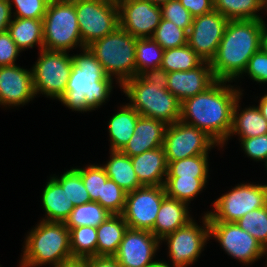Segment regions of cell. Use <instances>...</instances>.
<instances>
[{
    "instance_id": "6da1fadb",
    "label": "cell",
    "mask_w": 267,
    "mask_h": 267,
    "mask_svg": "<svg viewBox=\"0 0 267 267\" xmlns=\"http://www.w3.org/2000/svg\"><path fill=\"white\" fill-rule=\"evenodd\" d=\"M227 82L217 80L206 91L181 102L180 121L204 131L220 147L228 140L234 103L242 96Z\"/></svg>"
},
{
    "instance_id": "7a4b0ae2",
    "label": "cell",
    "mask_w": 267,
    "mask_h": 267,
    "mask_svg": "<svg viewBox=\"0 0 267 267\" xmlns=\"http://www.w3.org/2000/svg\"><path fill=\"white\" fill-rule=\"evenodd\" d=\"M83 53L72 55V69L65 94L59 99L68 108L87 112L104 103L112 91V77L104 71L89 47Z\"/></svg>"
},
{
    "instance_id": "3957f363",
    "label": "cell",
    "mask_w": 267,
    "mask_h": 267,
    "mask_svg": "<svg viewBox=\"0 0 267 267\" xmlns=\"http://www.w3.org/2000/svg\"><path fill=\"white\" fill-rule=\"evenodd\" d=\"M260 38L261 20H229L210 62L216 80L232 82L241 76L249 59L260 50Z\"/></svg>"
},
{
    "instance_id": "277c9868",
    "label": "cell",
    "mask_w": 267,
    "mask_h": 267,
    "mask_svg": "<svg viewBox=\"0 0 267 267\" xmlns=\"http://www.w3.org/2000/svg\"><path fill=\"white\" fill-rule=\"evenodd\" d=\"M23 246L21 267L57 266L73 258L70 249V230L63 222H41L29 232Z\"/></svg>"
},
{
    "instance_id": "5b68a950",
    "label": "cell",
    "mask_w": 267,
    "mask_h": 267,
    "mask_svg": "<svg viewBox=\"0 0 267 267\" xmlns=\"http://www.w3.org/2000/svg\"><path fill=\"white\" fill-rule=\"evenodd\" d=\"M137 38L118 27L113 33L96 40L89 49L109 77L117 78L119 85L136 76Z\"/></svg>"
},
{
    "instance_id": "8992f818",
    "label": "cell",
    "mask_w": 267,
    "mask_h": 267,
    "mask_svg": "<svg viewBox=\"0 0 267 267\" xmlns=\"http://www.w3.org/2000/svg\"><path fill=\"white\" fill-rule=\"evenodd\" d=\"M120 87L141 116L164 121L167 125L180 120L181 102L169 90L146 83L138 75Z\"/></svg>"
},
{
    "instance_id": "52a82bcc",
    "label": "cell",
    "mask_w": 267,
    "mask_h": 267,
    "mask_svg": "<svg viewBox=\"0 0 267 267\" xmlns=\"http://www.w3.org/2000/svg\"><path fill=\"white\" fill-rule=\"evenodd\" d=\"M44 49L66 51L79 45L84 48L75 5L71 0H56L43 17Z\"/></svg>"
},
{
    "instance_id": "ba28073f",
    "label": "cell",
    "mask_w": 267,
    "mask_h": 267,
    "mask_svg": "<svg viewBox=\"0 0 267 267\" xmlns=\"http://www.w3.org/2000/svg\"><path fill=\"white\" fill-rule=\"evenodd\" d=\"M75 5L78 26L84 47L119 27L116 0H71Z\"/></svg>"
},
{
    "instance_id": "9c48e42d",
    "label": "cell",
    "mask_w": 267,
    "mask_h": 267,
    "mask_svg": "<svg viewBox=\"0 0 267 267\" xmlns=\"http://www.w3.org/2000/svg\"><path fill=\"white\" fill-rule=\"evenodd\" d=\"M72 56L66 51L40 50L39 59L32 67L35 94L60 99L67 87L72 69Z\"/></svg>"
},
{
    "instance_id": "30bf717a",
    "label": "cell",
    "mask_w": 267,
    "mask_h": 267,
    "mask_svg": "<svg viewBox=\"0 0 267 267\" xmlns=\"http://www.w3.org/2000/svg\"><path fill=\"white\" fill-rule=\"evenodd\" d=\"M267 205V185L240 184L218 198L208 221L236 222L246 213Z\"/></svg>"
},
{
    "instance_id": "8fae6325",
    "label": "cell",
    "mask_w": 267,
    "mask_h": 267,
    "mask_svg": "<svg viewBox=\"0 0 267 267\" xmlns=\"http://www.w3.org/2000/svg\"><path fill=\"white\" fill-rule=\"evenodd\" d=\"M215 145L219 144L207 133L180 120L166 127L163 147L167 162L208 154Z\"/></svg>"
},
{
    "instance_id": "7c38bea8",
    "label": "cell",
    "mask_w": 267,
    "mask_h": 267,
    "mask_svg": "<svg viewBox=\"0 0 267 267\" xmlns=\"http://www.w3.org/2000/svg\"><path fill=\"white\" fill-rule=\"evenodd\" d=\"M203 226L189 221L185 226L164 236L160 241H168V253L173 267H187L197 261L205 243L209 239V221L205 213Z\"/></svg>"
},
{
    "instance_id": "4fadbf2b",
    "label": "cell",
    "mask_w": 267,
    "mask_h": 267,
    "mask_svg": "<svg viewBox=\"0 0 267 267\" xmlns=\"http://www.w3.org/2000/svg\"><path fill=\"white\" fill-rule=\"evenodd\" d=\"M166 196L164 186L144 185L128 192L121 214L128 228L151 231Z\"/></svg>"
},
{
    "instance_id": "5bb4252c",
    "label": "cell",
    "mask_w": 267,
    "mask_h": 267,
    "mask_svg": "<svg viewBox=\"0 0 267 267\" xmlns=\"http://www.w3.org/2000/svg\"><path fill=\"white\" fill-rule=\"evenodd\" d=\"M209 237H214L229 256L245 264L266 255L261 243L236 222L209 221Z\"/></svg>"
},
{
    "instance_id": "9a60e30c",
    "label": "cell",
    "mask_w": 267,
    "mask_h": 267,
    "mask_svg": "<svg viewBox=\"0 0 267 267\" xmlns=\"http://www.w3.org/2000/svg\"><path fill=\"white\" fill-rule=\"evenodd\" d=\"M228 21L215 10L194 17L188 31L187 44L200 58L211 62L217 53Z\"/></svg>"
},
{
    "instance_id": "2e32d148",
    "label": "cell",
    "mask_w": 267,
    "mask_h": 267,
    "mask_svg": "<svg viewBox=\"0 0 267 267\" xmlns=\"http://www.w3.org/2000/svg\"><path fill=\"white\" fill-rule=\"evenodd\" d=\"M119 27L136 38H148L160 24L161 8L145 0H116Z\"/></svg>"
},
{
    "instance_id": "e0dca14e",
    "label": "cell",
    "mask_w": 267,
    "mask_h": 267,
    "mask_svg": "<svg viewBox=\"0 0 267 267\" xmlns=\"http://www.w3.org/2000/svg\"><path fill=\"white\" fill-rule=\"evenodd\" d=\"M159 243L151 231L128 228L114 257L120 267H153Z\"/></svg>"
},
{
    "instance_id": "ac0fdd59",
    "label": "cell",
    "mask_w": 267,
    "mask_h": 267,
    "mask_svg": "<svg viewBox=\"0 0 267 267\" xmlns=\"http://www.w3.org/2000/svg\"><path fill=\"white\" fill-rule=\"evenodd\" d=\"M36 97L32 70L16 65L0 67V104L24 105Z\"/></svg>"
},
{
    "instance_id": "d6986e66",
    "label": "cell",
    "mask_w": 267,
    "mask_h": 267,
    "mask_svg": "<svg viewBox=\"0 0 267 267\" xmlns=\"http://www.w3.org/2000/svg\"><path fill=\"white\" fill-rule=\"evenodd\" d=\"M216 81L210 62L204 61L193 70L169 72L167 90L182 102L206 91Z\"/></svg>"
},
{
    "instance_id": "ffe728a7",
    "label": "cell",
    "mask_w": 267,
    "mask_h": 267,
    "mask_svg": "<svg viewBox=\"0 0 267 267\" xmlns=\"http://www.w3.org/2000/svg\"><path fill=\"white\" fill-rule=\"evenodd\" d=\"M166 127L164 121L140 115L134 134L121 152L133 157L163 146Z\"/></svg>"
},
{
    "instance_id": "44dd1931",
    "label": "cell",
    "mask_w": 267,
    "mask_h": 267,
    "mask_svg": "<svg viewBox=\"0 0 267 267\" xmlns=\"http://www.w3.org/2000/svg\"><path fill=\"white\" fill-rule=\"evenodd\" d=\"M131 162L143 186H164L168 163L163 146L133 156Z\"/></svg>"
},
{
    "instance_id": "7402d4cb",
    "label": "cell",
    "mask_w": 267,
    "mask_h": 267,
    "mask_svg": "<svg viewBox=\"0 0 267 267\" xmlns=\"http://www.w3.org/2000/svg\"><path fill=\"white\" fill-rule=\"evenodd\" d=\"M188 210L187 203L166 196L161 203L151 232L161 240L164 236L180 229L192 220Z\"/></svg>"
},
{
    "instance_id": "603a6c76",
    "label": "cell",
    "mask_w": 267,
    "mask_h": 267,
    "mask_svg": "<svg viewBox=\"0 0 267 267\" xmlns=\"http://www.w3.org/2000/svg\"><path fill=\"white\" fill-rule=\"evenodd\" d=\"M42 193V204L47 214L46 219L42 220L65 223L75 207L67 196L66 187H62L51 177Z\"/></svg>"
},
{
    "instance_id": "cb8c5ba5",
    "label": "cell",
    "mask_w": 267,
    "mask_h": 267,
    "mask_svg": "<svg viewBox=\"0 0 267 267\" xmlns=\"http://www.w3.org/2000/svg\"><path fill=\"white\" fill-rule=\"evenodd\" d=\"M239 99L235 101L232 112V126L228 138L235 133L240 138H251L267 134V120L263 117L258 107L245 108L238 114Z\"/></svg>"
},
{
    "instance_id": "d4e9b609",
    "label": "cell",
    "mask_w": 267,
    "mask_h": 267,
    "mask_svg": "<svg viewBox=\"0 0 267 267\" xmlns=\"http://www.w3.org/2000/svg\"><path fill=\"white\" fill-rule=\"evenodd\" d=\"M140 114L129 104H125L108 122L111 151H121L135 131Z\"/></svg>"
},
{
    "instance_id": "484cf974",
    "label": "cell",
    "mask_w": 267,
    "mask_h": 267,
    "mask_svg": "<svg viewBox=\"0 0 267 267\" xmlns=\"http://www.w3.org/2000/svg\"><path fill=\"white\" fill-rule=\"evenodd\" d=\"M128 225L121 214H112L97 227V256H114Z\"/></svg>"
},
{
    "instance_id": "4316f807",
    "label": "cell",
    "mask_w": 267,
    "mask_h": 267,
    "mask_svg": "<svg viewBox=\"0 0 267 267\" xmlns=\"http://www.w3.org/2000/svg\"><path fill=\"white\" fill-rule=\"evenodd\" d=\"M110 154V160L102 166L108 178L127 193L142 187L133 169L131 157L121 151H111Z\"/></svg>"
},
{
    "instance_id": "83f0119b",
    "label": "cell",
    "mask_w": 267,
    "mask_h": 267,
    "mask_svg": "<svg viewBox=\"0 0 267 267\" xmlns=\"http://www.w3.org/2000/svg\"><path fill=\"white\" fill-rule=\"evenodd\" d=\"M11 38L22 51L39 45L44 49L43 42V19L16 18L8 26Z\"/></svg>"
},
{
    "instance_id": "f1b7e54d",
    "label": "cell",
    "mask_w": 267,
    "mask_h": 267,
    "mask_svg": "<svg viewBox=\"0 0 267 267\" xmlns=\"http://www.w3.org/2000/svg\"><path fill=\"white\" fill-rule=\"evenodd\" d=\"M265 8L266 0H214V10L228 20H263L257 12Z\"/></svg>"
},
{
    "instance_id": "f546056e",
    "label": "cell",
    "mask_w": 267,
    "mask_h": 267,
    "mask_svg": "<svg viewBox=\"0 0 267 267\" xmlns=\"http://www.w3.org/2000/svg\"><path fill=\"white\" fill-rule=\"evenodd\" d=\"M111 215L112 214L98 202L90 201L85 204L76 205L65 221V225L69 230L81 226H92L97 228Z\"/></svg>"
},
{
    "instance_id": "4dcf8cb0",
    "label": "cell",
    "mask_w": 267,
    "mask_h": 267,
    "mask_svg": "<svg viewBox=\"0 0 267 267\" xmlns=\"http://www.w3.org/2000/svg\"><path fill=\"white\" fill-rule=\"evenodd\" d=\"M204 60L188 45L164 50L161 66L168 73L189 71L200 66Z\"/></svg>"
},
{
    "instance_id": "1f68e13d",
    "label": "cell",
    "mask_w": 267,
    "mask_h": 267,
    "mask_svg": "<svg viewBox=\"0 0 267 267\" xmlns=\"http://www.w3.org/2000/svg\"><path fill=\"white\" fill-rule=\"evenodd\" d=\"M166 177L207 178L208 154L187 157L177 161L167 162Z\"/></svg>"
},
{
    "instance_id": "d6a6232c",
    "label": "cell",
    "mask_w": 267,
    "mask_h": 267,
    "mask_svg": "<svg viewBox=\"0 0 267 267\" xmlns=\"http://www.w3.org/2000/svg\"><path fill=\"white\" fill-rule=\"evenodd\" d=\"M206 182L207 178L166 177L164 188L167 197L189 204L204 189Z\"/></svg>"
},
{
    "instance_id": "836d02e7",
    "label": "cell",
    "mask_w": 267,
    "mask_h": 267,
    "mask_svg": "<svg viewBox=\"0 0 267 267\" xmlns=\"http://www.w3.org/2000/svg\"><path fill=\"white\" fill-rule=\"evenodd\" d=\"M70 249L73 258L97 256V228L92 226L71 228Z\"/></svg>"
},
{
    "instance_id": "e575fe53",
    "label": "cell",
    "mask_w": 267,
    "mask_h": 267,
    "mask_svg": "<svg viewBox=\"0 0 267 267\" xmlns=\"http://www.w3.org/2000/svg\"><path fill=\"white\" fill-rule=\"evenodd\" d=\"M164 49L152 38L136 40V76L142 71L161 66Z\"/></svg>"
},
{
    "instance_id": "d590c367",
    "label": "cell",
    "mask_w": 267,
    "mask_h": 267,
    "mask_svg": "<svg viewBox=\"0 0 267 267\" xmlns=\"http://www.w3.org/2000/svg\"><path fill=\"white\" fill-rule=\"evenodd\" d=\"M236 223L267 248V205L246 213Z\"/></svg>"
},
{
    "instance_id": "8d00e7d4",
    "label": "cell",
    "mask_w": 267,
    "mask_h": 267,
    "mask_svg": "<svg viewBox=\"0 0 267 267\" xmlns=\"http://www.w3.org/2000/svg\"><path fill=\"white\" fill-rule=\"evenodd\" d=\"M188 32L173 22L161 18L152 38L164 49H172L187 44Z\"/></svg>"
},
{
    "instance_id": "74e56055",
    "label": "cell",
    "mask_w": 267,
    "mask_h": 267,
    "mask_svg": "<svg viewBox=\"0 0 267 267\" xmlns=\"http://www.w3.org/2000/svg\"><path fill=\"white\" fill-rule=\"evenodd\" d=\"M53 178L62 186L66 187L67 196L72 201L73 205H81L90 202V197L80 173L72 168L64 172L59 178Z\"/></svg>"
},
{
    "instance_id": "f35d334b",
    "label": "cell",
    "mask_w": 267,
    "mask_h": 267,
    "mask_svg": "<svg viewBox=\"0 0 267 267\" xmlns=\"http://www.w3.org/2000/svg\"><path fill=\"white\" fill-rule=\"evenodd\" d=\"M81 175L82 181L88 191L91 201L98 202L102 197L103 184L108 176L100 165H89L87 168H75Z\"/></svg>"
},
{
    "instance_id": "ab89813d",
    "label": "cell",
    "mask_w": 267,
    "mask_h": 267,
    "mask_svg": "<svg viewBox=\"0 0 267 267\" xmlns=\"http://www.w3.org/2000/svg\"><path fill=\"white\" fill-rule=\"evenodd\" d=\"M126 195V191L108 178L103 184L102 197H99L98 203L111 214H122L125 207Z\"/></svg>"
},
{
    "instance_id": "60d3db41",
    "label": "cell",
    "mask_w": 267,
    "mask_h": 267,
    "mask_svg": "<svg viewBox=\"0 0 267 267\" xmlns=\"http://www.w3.org/2000/svg\"><path fill=\"white\" fill-rule=\"evenodd\" d=\"M162 18L173 22L181 29L187 32L193 23V16L185 9L179 0H170L169 2L160 6Z\"/></svg>"
},
{
    "instance_id": "b9f144b4",
    "label": "cell",
    "mask_w": 267,
    "mask_h": 267,
    "mask_svg": "<svg viewBox=\"0 0 267 267\" xmlns=\"http://www.w3.org/2000/svg\"><path fill=\"white\" fill-rule=\"evenodd\" d=\"M12 9V3L16 6L14 17L43 19L47 11V5L41 0H9Z\"/></svg>"
},
{
    "instance_id": "7bdbcfd3",
    "label": "cell",
    "mask_w": 267,
    "mask_h": 267,
    "mask_svg": "<svg viewBox=\"0 0 267 267\" xmlns=\"http://www.w3.org/2000/svg\"><path fill=\"white\" fill-rule=\"evenodd\" d=\"M246 155L256 161H267V134L251 138H240Z\"/></svg>"
},
{
    "instance_id": "ee69618b",
    "label": "cell",
    "mask_w": 267,
    "mask_h": 267,
    "mask_svg": "<svg viewBox=\"0 0 267 267\" xmlns=\"http://www.w3.org/2000/svg\"><path fill=\"white\" fill-rule=\"evenodd\" d=\"M243 73H248L249 77L258 82H267V53L261 49L253 54L249 59L247 67Z\"/></svg>"
},
{
    "instance_id": "f6af8a7d",
    "label": "cell",
    "mask_w": 267,
    "mask_h": 267,
    "mask_svg": "<svg viewBox=\"0 0 267 267\" xmlns=\"http://www.w3.org/2000/svg\"><path fill=\"white\" fill-rule=\"evenodd\" d=\"M20 52L8 31L0 33V67L15 65Z\"/></svg>"
},
{
    "instance_id": "bcb514c9",
    "label": "cell",
    "mask_w": 267,
    "mask_h": 267,
    "mask_svg": "<svg viewBox=\"0 0 267 267\" xmlns=\"http://www.w3.org/2000/svg\"><path fill=\"white\" fill-rule=\"evenodd\" d=\"M138 76L146 83H153L160 86L162 89H167L168 72L162 67L142 71Z\"/></svg>"
},
{
    "instance_id": "7dc6e473",
    "label": "cell",
    "mask_w": 267,
    "mask_h": 267,
    "mask_svg": "<svg viewBox=\"0 0 267 267\" xmlns=\"http://www.w3.org/2000/svg\"><path fill=\"white\" fill-rule=\"evenodd\" d=\"M193 17L207 14L214 10V0H179Z\"/></svg>"
},
{
    "instance_id": "c3c4849f",
    "label": "cell",
    "mask_w": 267,
    "mask_h": 267,
    "mask_svg": "<svg viewBox=\"0 0 267 267\" xmlns=\"http://www.w3.org/2000/svg\"><path fill=\"white\" fill-rule=\"evenodd\" d=\"M12 9L9 0H0V33L8 31L12 21Z\"/></svg>"
},
{
    "instance_id": "681fc988",
    "label": "cell",
    "mask_w": 267,
    "mask_h": 267,
    "mask_svg": "<svg viewBox=\"0 0 267 267\" xmlns=\"http://www.w3.org/2000/svg\"><path fill=\"white\" fill-rule=\"evenodd\" d=\"M88 267H120L114 256H93L88 258Z\"/></svg>"
},
{
    "instance_id": "f907efd6",
    "label": "cell",
    "mask_w": 267,
    "mask_h": 267,
    "mask_svg": "<svg viewBox=\"0 0 267 267\" xmlns=\"http://www.w3.org/2000/svg\"><path fill=\"white\" fill-rule=\"evenodd\" d=\"M55 267H88V258H71Z\"/></svg>"
},
{
    "instance_id": "816d5d0a",
    "label": "cell",
    "mask_w": 267,
    "mask_h": 267,
    "mask_svg": "<svg viewBox=\"0 0 267 267\" xmlns=\"http://www.w3.org/2000/svg\"><path fill=\"white\" fill-rule=\"evenodd\" d=\"M260 49L267 53V26L264 21L261 20V38H260Z\"/></svg>"
},
{
    "instance_id": "f5cc1de1",
    "label": "cell",
    "mask_w": 267,
    "mask_h": 267,
    "mask_svg": "<svg viewBox=\"0 0 267 267\" xmlns=\"http://www.w3.org/2000/svg\"><path fill=\"white\" fill-rule=\"evenodd\" d=\"M257 107L260 109L263 117L267 120V94L261 98Z\"/></svg>"
},
{
    "instance_id": "db71d44e",
    "label": "cell",
    "mask_w": 267,
    "mask_h": 267,
    "mask_svg": "<svg viewBox=\"0 0 267 267\" xmlns=\"http://www.w3.org/2000/svg\"><path fill=\"white\" fill-rule=\"evenodd\" d=\"M145 1H148V2H151L153 3L154 5H158V6H161L167 2H169L170 0H145Z\"/></svg>"
},
{
    "instance_id": "11a10c76",
    "label": "cell",
    "mask_w": 267,
    "mask_h": 267,
    "mask_svg": "<svg viewBox=\"0 0 267 267\" xmlns=\"http://www.w3.org/2000/svg\"><path fill=\"white\" fill-rule=\"evenodd\" d=\"M153 267H171V266L166 262L160 261L156 265H154Z\"/></svg>"
},
{
    "instance_id": "9f6ffc18",
    "label": "cell",
    "mask_w": 267,
    "mask_h": 267,
    "mask_svg": "<svg viewBox=\"0 0 267 267\" xmlns=\"http://www.w3.org/2000/svg\"><path fill=\"white\" fill-rule=\"evenodd\" d=\"M44 2L47 6H49L51 3L55 2L56 0H41Z\"/></svg>"
}]
</instances>
